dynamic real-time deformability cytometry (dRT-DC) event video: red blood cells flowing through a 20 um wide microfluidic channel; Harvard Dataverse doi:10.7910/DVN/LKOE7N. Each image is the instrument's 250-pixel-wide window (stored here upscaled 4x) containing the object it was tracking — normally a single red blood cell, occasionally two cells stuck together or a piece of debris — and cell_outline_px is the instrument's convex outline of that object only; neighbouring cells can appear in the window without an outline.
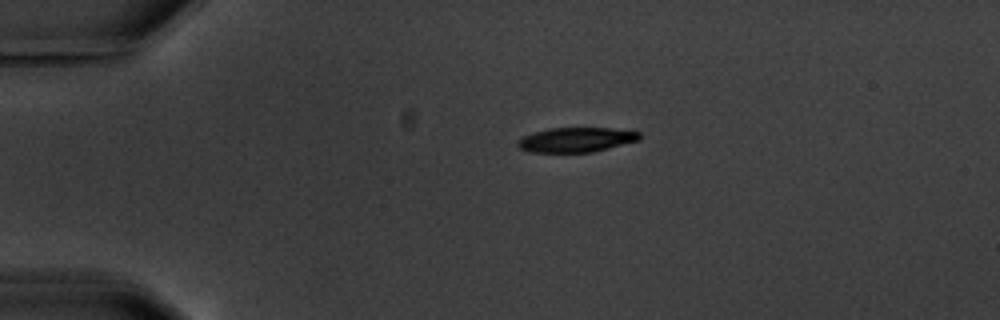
{"species": "common noctule bat (a hibernating species)", "species_latin": "Nyctalus noctula", "temperature_condition": "warm", "stored_images_in_passage": 2, "camera_frame_rate_fps": 3000, "um_per_image_px": 0.085, "animal": {"sex": "male", "body_mass_g": 20.1, "forearm_length_mm": 53.5}, "frame": {"image": 1, "passage_image": 1, "time_ms": 0.0, "image_size_px": [1000, 320], "cell_outline_px": [[640, 140], [592, 152], [528, 152], [520, 148], [516, 144], [524, 136], [532, 132], [548, 128], [612, 128], [640, 132]], "centroid_in_image_um": [48.97, 11.87], "position_along_channel_um": 36.0, "area_um2": 17.46}}